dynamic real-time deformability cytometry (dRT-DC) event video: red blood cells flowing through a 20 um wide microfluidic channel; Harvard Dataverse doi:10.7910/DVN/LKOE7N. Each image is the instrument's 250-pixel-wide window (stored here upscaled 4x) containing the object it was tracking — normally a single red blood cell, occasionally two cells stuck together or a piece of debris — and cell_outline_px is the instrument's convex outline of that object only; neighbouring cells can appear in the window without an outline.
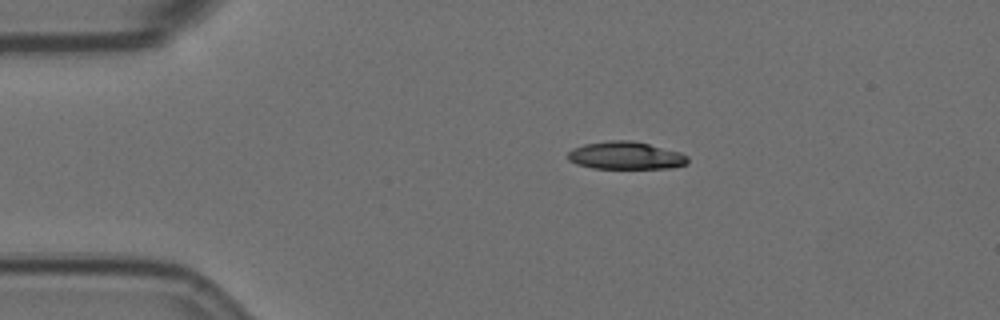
{"species": "Egyptian fruit bat (a non-hibernating species)", "species_latin": "Rousettus aegyptiacus", "temperature_condition": "room temperature", "stored_images_in_passage": 31, "camera_frame_rate_fps": 3000, "um_per_image_px": 0.085, "animal": {"sex": "female"}, "frame": {"image": 1, "passage_image": 6, "time_ms": 1.667, "image_size_px": [1000, 320], "cell_outline_px": [[688, 160], [684, 164], [672, 168], [592, 168], [576, 164], [568, 160], [568, 152], [572, 148], [584, 144], [608, 140], [632, 140], [680, 152], [688, 156]], "centroid_in_image_um": [53.14, 13.21], "position_along_channel_um": 31.9, "area_um2": 19.31}}
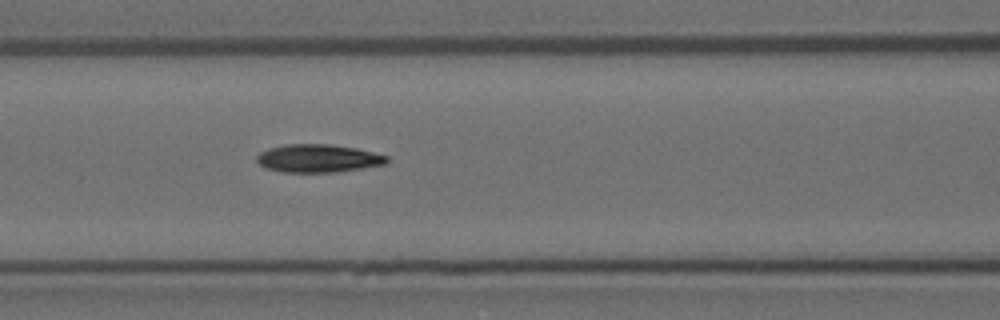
{"frame": {"image": 2, "passage_image": 19, "time_ms": 6.0, "image_size_px": [1000, 320], "cell_outline_px": [[388, 164], [336, 172], [280, 172], [268, 168], [260, 164], [256, 160], [256, 156], [260, 152], [268, 148], [284, 144], [328, 144], [356, 148], [388, 156]], "centroid_in_image_um": [27.04, 13.46], "position_along_channel_um": 139.6, "area_um2": 21.27}}
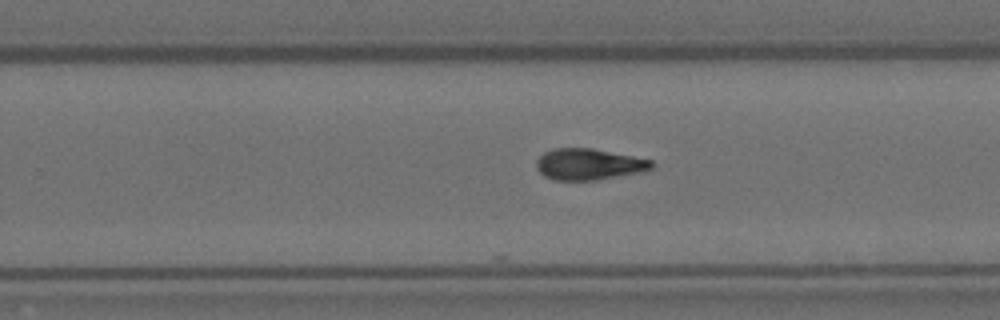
{"frame": {"image": 3, "passage_image": 31, "time_ms": 10.0, "image_size_px": [1000, 320], "cell_outline_px": [[656, 164], [652, 168], [636, 172], [596, 180], [552, 180], [544, 176], [536, 168], [536, 160], [544, 152], [552, 148], [592, 148], [652, 160]], "centroid_in_image_um": [49.99, 13.95], "position_along_channel_um": 279.8, "area_um2": 20.87}}